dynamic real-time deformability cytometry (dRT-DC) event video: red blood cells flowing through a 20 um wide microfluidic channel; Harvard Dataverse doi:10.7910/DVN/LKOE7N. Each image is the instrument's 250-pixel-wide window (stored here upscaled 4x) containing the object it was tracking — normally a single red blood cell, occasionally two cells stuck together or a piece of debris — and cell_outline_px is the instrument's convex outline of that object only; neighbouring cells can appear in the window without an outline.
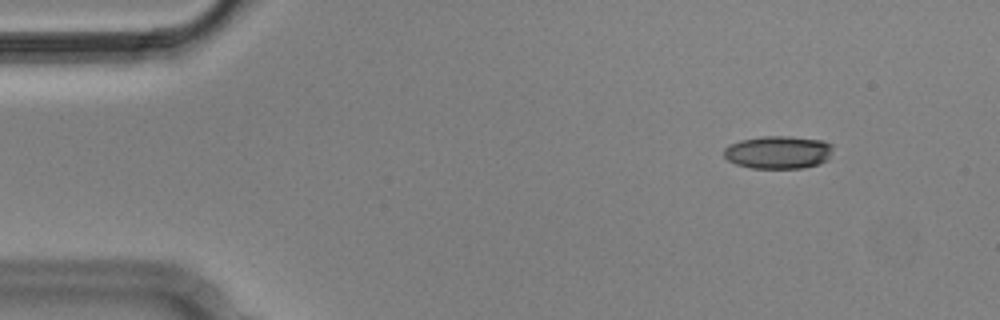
{"species": "Egyptian fruit bat (a non-hibernating species)", "species_latin": "Rousettus aegyptiacus", "temperature_condition": "cold", "stored_images_in_passage": 8, "camera_frame_rate_fps": 3000, "um_per_image_px": 0.085, "animal": {"sex": "male"}, "frame": {"image": 1, "passage_image": 2, "time_ms": 0.333, "image_size_px": [1000, 320], "cell_outline_px": [[832, 148], [828, 160], [820, 164], [804, 168], [752, 168], [736, 164], [728, 160], [724, 156], [724, 148], [740, 140], [764, 136], [788, 136], [824, 140], [832, 144]], "centroid_in_image_um": [66.18, 12.94], "position_along_channel_um": 18.8, "area_um2": 20.98}}
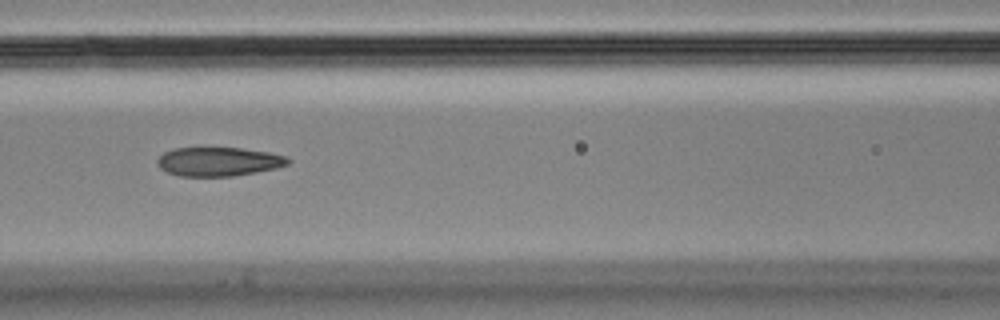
{"frame": {"image": 2, "passage_image": 7, "time_ms": 2.0, "image_size_px": [1000, 320], "cell_outline_px": [[292, 160], [288, 164], [276, 168], [256, 172], [232, 176], [180, 176], [168, 172], [160, 168], [156, 164], [156, 160], [164, 152], [172, 148], [240, 148], [268, 152], [288, 156]], "centroid_in_image_um": [18.58, 13.73], "position_along_channel_um": 148.0, "area_um2": 22.08}}
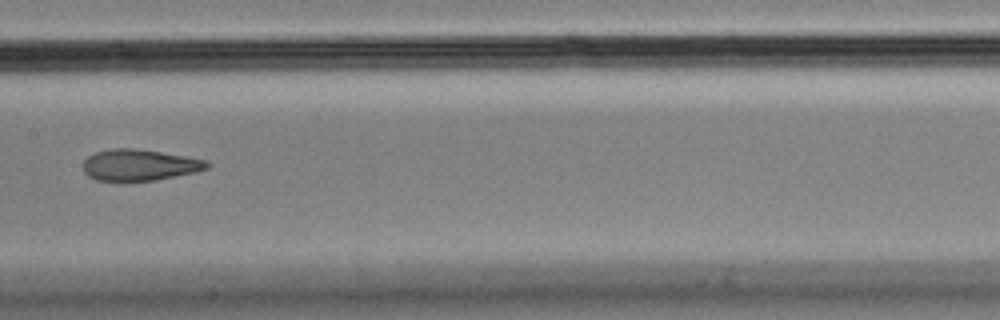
{"frame": {"image": 3, "passage_image": 8, "time_ms": 2.333, "image_size_px": [1000, 320], "cell_outline_px": [[212, 164], [208, 168], [196, 172], [156, 180], [96, 180], [88, 176], [84, 172], [84, 160], [88, 156], [96, 152], [112, 148], [132, 148], [160, 152], [208, 160]], "centroid_in_image_um": [11.88, 14.02], "position_along_channel_um": 195.5, "area_um2": 22.43}}